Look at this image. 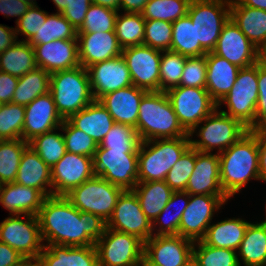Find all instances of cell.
Listing matches in <instances>:
<instances>
[{"instance_id": "obj_1", "label": "cell", "mask_w": 266, "mask_h": 266, "mask_svg": "<svg viewBox=\"0 0 266 266\" xmlns=\"http://www.w3.org/2000/svg\"><path fill=\"white\" fill-rule=\"evenodd\" d=\"M37 218L44 245L95 246L106 228L99 216L79 211L65 196L46 197Z\"/></svg>"}, {"instance_id": "obj_2", "label": "cell", "mask_w": 266, "mask_h": 266, "mask_svg": "<svg viewBox=\"0 0 266 266\" xmlns=\"http://www.w3.org/2000/svg\"><path fill=\"white\" fill-rule=\"evenodd\" d=\"M220 182L231 199L251 180H259L257 129L249 130L230 148L219 153Z\"/></svg>"}, {"instance_id": "obj_3", "label": "cell", "mask_w": 266, "mask_h": 266, "mask_svg": "<svg viewBox=\"0 0 266 266\" xmlns=\"http://www.w3.org/2000/svg\"><path fill=\"white\" fill-rule=\"evenodd\" d=\"M136 132L141 142L188 135L180 125L167 93L162 91H149L142 97Z\"/></svg>"}, {"instance_id": "obj_4", "label": "cell", "mask_w": 266, "mask_h": 266, "mask_svg": "<svg viewBox=\"0 0 266 266\" xmlns=\"http://www.w3.org/2000/svg\"><path fill=\"white\" fill-rule=\"evenodd\" d=\"M190 146L189 134L140 142L138 182L164 181L169 170Z\"/></svg>"}, {"instance_id": "obj_5", "label": "cell", "mask_w": 266, "mask_h": 266, "mask_svg": "<svg viewBox=\"0 0 266 266\" xmlns=\"http://www.w3.org/2000/svg\"><path fill=\"white\" fill-rule=\"evenodd\" d=\"M49 92L52 94L57 112L63 120L68 119L95 100L90 87L88 71L81 65L51 73Z\"/></svg>"}, {"instance_id": "obj_6", "label": "cell", "mask_w": 266, "mask_h": 266, "mask_svg": "<svg viewBox=\"0 0 266 266\" xmlns=\"http://www.w3.org/2000/svg\"><path fill=\"white\" fill-rule=\"evenodd\" d=\"M248 131L249 128L241 121L216 108L189 133L190 145L200 152L213 153L215 150L219 154L230 148ZM194 134L199 139H192Z\"/></svg>"}, {"instance_id": "obj_7", "label": "cell", "mask_w": 266, "mask_h": 266, "mask_svg": "<svg viewBox=\"0 0 266 266\" xmlns=\"http://www.w3.org/2000/svg\"><path fill=\"white\" fill-rule=\"evenodd\" d=\"M258 101V62L238 71L236 82L228 94L217 103V108L228 116L241 121L249 130L255 129ZM225 105L227 110H221Z\"/></svg>"}, {"instance_id": "obj_8", "label": "cell", "mask_w": 266, "mask_h": 266, "mask_svg": "<svg viewBox=\"0 0 266 266\" xmlns=\"http://www.w3.org/2000/svg\"><path fill=\"white\" fill-rule=\"evenodd\" d=\"M124 190L102 177L94 176L65 195L79 211L95 214L107 222Z\"/></svg>"}, {"instance_id": "obj_9", "label": "cell", "mask_w": 266, "mask_h": 266, "mask_svg": "<svg viewBox=\"0 0 266 266\" xmlns=\"http://www.w3.org/2000/svg\"><path fill=\"white\" fill-rule=\"evenodd\" d=\"M231 0H191L187 15L196 26V44L212 52L230 19Z\"/></svg>"}, {"instance_id": "obj_10", "label": "cell", "mask_w": 266, "mask_h": 266, "mask_svg": "<svg viewBox=\"0 0 266 266\" xmlns=\"http://www.w3.org/2000/svg\"><path fill=\"white\" fill-rule=\"evenodd\" d=\"M0 242L9 245L32 263L45 247L36 215H10L5 218L0 222Z\"/></svg>"}, {"instance_id": "obj_11", "label": "cell", "mask_w": 266, "mask_h": 266, "mask_svg": "<svg viewBox=\"0 0 266 266\" xmlns=\"http://www.w3.org/2000/svg\"><path fill=\"white\" fill-rule=\"evenodd\" d=\"M94 173L123 190L138 183V151L107 150L98 145L93 157Z\"/></svg>"}, {"instance_id": "obj_12", "label": "cell", "mask_w": 266, "mask_h": 266, "mask_svg": "<svg viewBox=\"0 0 266 266\" xmlns=\"http://www.w3.org/2000/svg\"><path fill=\"white\" fill-rule=\"evenodd\" d=\"M98 266H141L144 242L137 236L105 228L95 243Z\"/></svg>"}, {"instance_id": "obj_13", "label": "cell", "mask_w": 266, "mask_h": 266, "mask_svg": "<svg viewBox=\"0 0 266 266\" xmlns=\"http://www.w3.org/2000/svg\"><path fill=\"white\" fill-rule=\"evenodd\" d=\"M166 93L180 125L188 134L217 108L204 88L177 86Z\"/></svg>"}, {"instance_id": "obj_14", "label": "cell", "mask_w": 266, "mask_h": 266, "mask_svg": "<svg viewBox=\"0 0 266 266\" xmlns=\"http://www.w3.org/2000/svg\"><path fill=\"white\" fill-rule=\"evenodd\" d=\"M226 195H190L179 226V235L193 242L201 241L213 217L228 202Z\"/></svg>"}, {"instance_id": "obj_15", "label": "cell", "mask_w": 266, "mask_h": 266, "mask_svg": "<svg viewBox=\"0 0 266 266\" xmlns=\"http://www.w3.org/2000/svg\"><path fill=\"white\" fill-rule=\"evenodd\" d=\"M194 242L180 235L155 236L144 242L141 266H188Z\"/></svg>"}, {"instance_id": "obj_16", "label": "cell", "mask_w": 266, "mask_h": 266, "mask_svg": "<svg viewBox=\"0 0 266 266\" xmlns=\"http://www.w3.org/2000/svg\"><path fill=\"white\" fill-rule=\"evenodd\" d=\"M106 228L137 236L146 242L153 236L152 223L144 214L136 194L124 190L118 197Z\"/></svg>"}, {"instance_id": "obj_17", "label": "cell", "mask_w": 266, "mask_h": 266, "mask_svg": "<svg viewBox=\"0 0 266 266\" xmlns=\"http://www.w3.org/2000/svg\"><path fill=\"white\" fill-rule=\"evenodd\" d=\"M161 55L162 51L144 44L123 48L122 56L134 86L148 92L160 91Z\"/></svg>"}, {"instance_id": "obj_18", "label": "cell", "mask_w": 266, "mask_h": 266, "mask_svg": "<svg viewBox=\"0 0 266 266\" xmlns=\"http://www.w3.org/2000/svg\"><path fill=\"white\" fill-rule=\"evenodd\" d=\"M94 176L93 158L66 152L51 169L53 196H65Z\"/></svg>"}, {"instance_id": "obj_19", "label": "cell", "mask_w": 266, "mask_h": 266, "mask_svg": "<svg viewBox=\"0 0 266 266\" xmlns=\"http://www.w3.org/2000/svg\"><path fill=\"white\" fill-rule=\"evenodd\" d=\"M212 52L239 68L251 66L261 60V51L231 19L224 24L217 45Z\"/></svg>"}, {"instance_id": "obj_20", "label": "cell", "mask_w": 266, "mask_h": 266, "mask_svg": "<svg viewBox=\"0 0 266 266\" xmlns=\"http://www.w3.org/2000/svg\"><path fill=\"white\" fill-rule=\"evenodd\" d=\"M93 98L133 85L126 61L122 55L87 68Z\"/></svg>"}, {"instance_id": "obj_21", "label": "cell", "mask_w": 266, "mask_h": 266, "mask_svg": "<svg viewBox=\"0 0 266 266\" xmlns=\"http://www.w3.org/2000/svg\"><path fill=\"white\" fill-rule=\"evenodd\" d=\"M63 121L57 112L52 94L48 92L38 96L25 106L23 140L29 143L36 136L60 127Z\"/></svg>"}, {"instance_id": "obj_22", "label": "cell", "mask_w": 266, "mask_h": 266, "mask_svg": "<svg viewBox=\"0 0 266 266\" xmlns=\"http://www.w3.org/2000/svg\"><path fill=\"white\" fill-rule=\"evenodd\" d=\"M189 195H226L220 182L219 154L196 150L194 170L186 190Z\"/></svg>"}, {"instance_id": "obj_23", "label": "cell", "mask_w": 266, "mask_h": 266, "mask_svg": "<svg viewBox=\"0 0 266 266\" xmlns=\"http://www.w3.org/2000/svg\"><path fill=\"white\" fill-rule=\"evenodd\" d=\"M79 63L84 68L122 55L115 31L78 33Z\"/></svg>"}, {"instance_id": "obj_24", "label": "cell", "mask_w": 266, "mask_h": 266, "mask_svg": "<svg viewBox=\"0 0 266 266\" xmlns=\"http://www.w3.org/2000/svg\"><path fill=\"white\" fill-rule=\"evenodd\" d=\"M33 48L37 67L50 74L80 66L77 39L53 40Z\"/></svg>"}, {"instance_id": "obj_25", "label": "cell", "mask_w": 266, "mask_h": 266, "mask_svg": "<svg viewBox=\"0 0 266 266\" xmlns=\"http://www.w3.org/2000/svg\"><path fill=\"white\" fill-rule=\"evenodd\" d=\"M147 92L142 88L131 85L109 92L98 101L107 109L115 123L129 125L136 130L139 105L142 97Z\"/></svg>"}, {"instance_id": "obj_26", "label": "cell", "mask_w": 266, "mask_h": 266, "mask_svg": "<svg viewBox=\"0 0 266 266\" xmlns=\"http://www.w3.org/2000/svg\"><path fill=\"white\" fill-rule=\"evenodd\" d=\"M33 266H98L95 246L46 244Z\"/></svg>"}, {"instance_id": "obj_27", "label": "cell", "mask_w": 266, "mask_h": 266, "mask_svg": "<svg viewBox=\"0 0 266 266\" xmlns=\"http://www.w3.org/2000/svg\"><path fill=\"white\" fill-rule=\"evenodd\" d=\"M46 197L36 188L16 182L0 185V204L9 215H38Z\"/></svg>"}, {"instance_id": "obj_28", "label": "cell", "mask_w": 266, "mask_h": 266, "mask_svg": "<svg viewBox=\"0 0 266 266\" xmlns=\"http://www.w3.org/2000/svg\"><path fill=\"white\" fill-rule=\"evenodd\" d=\"M14 182L36 188L45 197L53 196L51 168L30 146L22 154Z\"/></svg>"}, {"instance_id": "obj_29", "label": "cell", "mask_w": 266, "mask_h": 266, "mask_svg": "<svg viewBox=\"0 0 266 266\" xmlns=\"http://www.w3.org/2000/svg\"><path fill=\"white\" fill-rule=\"evenodd\" d=\"M206 62V90L219 103L233 87L240 68L213 52L206 54Z\"/></svg>"}, {"instance_id": "obj_30", "label": "cell", "mask_w": 266, "mask_h": 266, "mask_svg": "<svg viewBox=\"0 0 266 266\" xmlns=\"http://www.w3.org/2000/svg\"><path fill=\"white\" fill-rule=\"evenodd\" d=\"M67 120L75 128L92 137L97 145L102 142L105 135L115 124L110 113L98 100H94L76 114L71 115Z\"/></svg>"}, {"instance_id": "obj_31", "label": "cell", "mask_w": 266, "mask_h": 266, "mask_svg": "<svg viewBox=\"0 0 266 266\" xmlns=\"http://www.w3.org/2000/svg\"><path fill=\"white\" fill-rule=\"evenodd\" d=\"M230 19L260 51L266 46V10L250 8L231 0Z\"/></svg>"}, {"instance_id": "obj_32", "label": "cell", "mask_w": 266, "mask_h": 266, "mask_svg": "<svg viewBox=\"0 0 266 266\" xmlns=\"http://www.w3.org/2000/svg\"><path fill=\"white\" fill-rule=\"evenodd\" d=\"M250 223L243 218H225L210 224L202 241L212 247L237 251Z\"/></svg>"}, {"instance_id": "obj_33", "label": "cell", "mask_w": 266, "mask_h": 266, "mask_svg": "<svg viewBox=\"0 0 266 266\" xmlns=\"http://www.w3.org/2000/svg\"><path fill=\"white\" fill-rule=\"evenodd\" d=\"M132 191L151 223L165 208L174 193L165 181L138 182Z\"/></svg>"}, {"instance_id": "obj_34", "label": "cell", "mask_w": 266, "mask_h": 266, "mask_svg": "<svg viewBox=\"0 0 266 266\" xmlns=\"http://www.w3.org/2000/svg\"><path fill=\"white\" fill-rule=\"evenodd\" d=\"M237 255L240 266H266V226L257 221L250 223Z\"/></svg>"}, {"instance_id": "obj_35", "label": "cell", "mask_w": 266, "mask_h": 266, "mask_svg": "<svg viewBox=\"0 0 266 266\" xmlns=\"http://www.w3.org/2000/svg\"><path fill=\"white\" fill-rule=\"evenodd\" d=\"M189 200L190 195L187 192H174L165 208L152 223L153 235H179L180 220Z\"/></svg>"}, {"instance_id": "obj_36", "label": "cell", "mask_w": 266, "mask_h": 266, "mask_svg": "<svg viewBox=\"0 0 266 266\" xmlns=\"http://www.w3.org/2000/svg\"><path fill=\"white\" fill-rule=\"evenodd\" d=\"M37 68L33 46L26 41H17L5 52L0 53V71L14 77L34 71Z\"/></svg>"}, {"instance_id": "obj_37", "label": "cell", "mask_w": 266, "mask_h": 266, "mask_svg": "<svg viewBox=\"0 0 266 266\" xmlns=\"http://www.w3.org/2000/svg\"><path fill=\"white\" fill-rule=\"evenodd\" d=\"M50 73L36 68L19 77L12 103L26 106L38 96L47 94L50 88Z\"/></svg>"}, {"instance_id": "obj_38", "label": "cell", "mask_w": 266, "mask_h": 266, "mask_svg": "<svg viewBox=\"0 0 266 266\" xmlns=\"http://www.w3.org/2000/svg\"><path fill=\"white\" fill-rule=\"evenodd\" d=\"M172 29L171 51L185 57L202 56L208 53L200 44H196V26L188 15L174 21Z\"/></svg>"}, {"instance_id": "obj_39", "label": "cell", "mask_w": 266, "mask_h": 266, "mask_svg": "<svg viewBox=\"0 0 266 266\" xmlns=\"http://www.w3.org/2000/svg\"><path fill=\"white\" fill-rule=\"evenodd\" d=\"M115 34L122 48L142 45L145 34V19L141 13L118 12Z\"/></svg>"}, {"instance_id": "obj_40", "label": "cell", "mask_w": 266, "mask_h": 266, "mask_svg": "<svg viewBox=\"0 0 266 266\" xmlns=\"http://www.w3.org/2000/svg\"><path fill=\"white\" fill-rule=\"evenodd\" d=\"M77 30L61 13L48 14L39 31L28 41L32 46L53 40L77 39Z\"/></svg>"}, {"instance_id": "obj_41", "label": "cell", "mask_w": 266, "mask_h": 266, "mask_svg": "<svg viewBox=\"0 0 266 266\" xmlns=\"http://www.w3.org/2000/svg\"><path fill=\"white\" fill-rule=\"evenodd\" d=\"M28 146L23 139L0 140V185L15 181L22 154Z\"/></svg>"}, {"instance_id": "obj_42", "label": "cell", "mask_w": 266, "mask_h": 266, "mask_svg": "<svg viewBox=\"0 0 266 266\" xmlns=\"http://www.w3.org/2000/svg\"><path fill=\"white\" fill-rule=\"evenodd\" d=\"M60 131L61 126L36 136L29 142V146L51 169L67 152L64 138Z\"/></svg>"}, {"instance_id": "obj_43", "label": "cell", "mask_w": 266, "mask_h": 266, "mask_svg": "<svg viewBox=\"0 0 266 266\" xmlns=\"http://www.w3.org/2000/svg\"><path fill=\"white\" fill-rule=\"evenodd\" d=\"M197 266H240L237 251L194 242L193 260Z\"/></svg>"}, {"instance_id": "obj_44", "label": "cell", "mask_w": 266, "mask_h": 266, "mask_svg": "<svg viewBox=\"0 0 266 266\" xmlns=\"http://www.w3.org/2000/svg\"><path fill=\"white\" fill-rule=\"evenodd\" d=\"M191 0H149L142 11L145 20L173 23L188 13Z\"/></svg>"}, {"instance_id": "obj_45", "label": "cell", "mask_w": 266, "mask_h": 266, "mask_svg": "<svg viewBox=\"0 0 266 266\" xmlns=\"http://www.w3.org/2000/svg\"><path fill=\"white\" fill-rule=\"evenodd\" d=\"M25 106L6 103L0 109V140L23 139Z\"/></svg>"}, {"instance_id": "obj_46", "label": "cell", "mask_w": 266, "mask_h": 266, "mask_svg": "<svg viewBox=\"0 0 266 266\" xmlns=\"http://www.w3.org/2000/svg\"><path fill=\"white\" fill-rule=\"evenodd\" d=\"M185 56L173 51H162L160 62V91L167 92L169 89L180 85Z\"/></svg>"}, {"instance_id": "obj_47", "label": "cell", "mask_w": 266, "mask_h": 266, "mask_svg": "<svg viewBox=\"0 0 266 266\" xmlns=\"http://www.w3.org/2000/svg\"><path fill=\"white\" fill-rule=\"evenodd\" d=\"M140 142L134 127L115 123L99 145L107 150L139 151Z\"/></svg>"}, {"instance_id": "obj_48", "label": "cell", "mask_w": 266, "mask_h": 266, "mask_svg": "<svg viewBox=\"0 0 266 266\" xmlns=\"http://www.w3.org/2000/svg\"><path fill=\"white\" fill-rule=\"evenodd\" d=\"M117 15L118 11L92 3L77 33L115 31Z\"/></svg>"}, {"instance_id": "obj_49", "label": "cell", "mask_w": 266, "mask_h": 266, "mask_svg": "<svg viewBox=\"0 0 266 266\" xmlns=\"http://www.w3.org/2000/svg\"><path fill=\"white\" fill-rule=\"evenodd\" d=\"M196 162V149L191 146L184 152L166 175L165 183L174 191H185Z\"/></svg>"}, {"instance_id": "obj_50", "label": "cell", "mask_w": 266, "mask_h": 266, "mask_svg": "<svg viewBox=\"0 0 266 266\" xmlns=\"http://www.w3.org/2000/svg\"><path fill=\"white\" fill-rule=\"evenodd\" d=\"M66 151L74 154L94 157L98 145L92 137L75 128L67 119L61 124Z\"/></svg>"}, {"instance_id": "obj_51", "label": "cell", "mask_w": 266, "mask_h": 266, "mask_svg": "<svg viewBox=\"0 0 266 266\" xmlns=\"http://www.w3.org/2000/svg\"><path fill=\"white\" fill-rule=\"evenodd\" d=\"M172 23L162 20H145L144 45L159 51H171Z\"/></svg>"}, {"instance_id": "obj_52", "label": "cell", "mask_w": 266, "mask_h": 266, "mask_svg": "<svg viewBox=\"0 0 266 266\" xmlns=\"http://www.w3.org/2000/svg\"><path fill=\"white\" fill-rule=\"evenodd\" d=\"M207 62L206 55L187 57L179 86L206 89Z\"/></svg>"}, {"instance_id": "obj_53", "label": "cell", "mask_w": 266, "mask_h": 266, "mask_svg": "<svg viewBox=\"0 0 266 266\" xmlns=\"http://www.w3.org/2000/svg\"><path fill=\"white\" fill-rule=\"evenodd\" d=\"M49 12L41 10L38 5L31 6L27 12L17 21L15 31L18 35H23L25 39L19 41L28 42L46 21Z\"/></svg>"}, {"instance_id": "obj_54", "label": "cell", "mask_w": 266, "mask_h": 266, "mask_svg": "<svg viewBox=\"0 0 266 266\" xmlns=\"http://www.w3.org/2000/svg\"><path fill=\"white\" fill-rule=\"evenodd\" d=\"M52 2L57 8V13H61L76 30L82 26L92 4L91 0H52Z\"/></svg>"}, {"instance_id": "obj_55", "label": "cell", "mask_w": 266, "mask_h": 266, "mask_svg": "<svg viewBox=\"0 0 266 266\" xmlns=\"http://www.w3.org/2000/svg\"><path fill=\"white\" fill-rule=\"evenodd\" d=\"M266 128V64L258 62V101L256 104L255 129Z\"/></svg>"}, {"instance_id": "obj_56", "label": "cell", "mask_w": 266, "mask_h": 266, "mask_svg": "<svg viewBox=\"0 0 266 266\" xmlns=\"http://www.w3.org/2000/svg\"><path fill=\"white\" fill-rule=\"evenodd\" d=\"M0 266H33V263L9 245L0 242Z\"/></svg>"}, {"instance_id": "obj_57", "label": "cell", "mask_w": 266, "mask_h": 266, "mask_svg": "<svg viewBox=\"0 0 266 266\" xmlns=\"http://www.w3.org/2000/svg\"><path fill=\"white\" fill-rule=\"evenodd\" d=\"M30 7L29 3L21 0H0V13L6 18L17 17L15 24Z\"/></svg>"}, {"instance_id": "obj_58", "label": "cell", "mask_w": 266, "mask_h": 266, "mask_svg": "<svg viewBox=\"0 0 266 266\" xmlns=\"http://www.w3.org/2000/svg\"><path fill=\"white\" fill-rule=\"evenodd\" d=\"M17 77L0 71V102L11 103L18 82Z\"/></svg>"}, {"instance_id": "obj_59", "label": "cell", "mask_w": 266, "mask_h": 266, "mask_svg": "<svg viewBox=\"0 0 266 266\" xmlns=\"http://www.w3.org/2000/svg\"><path fill=\"white\" fill-rule=\"evenodd\" d=\"M260 181L266 183V128L257 129Z\"/></svg>"}, {"instance_id": "obj_60", "label": "cell", "mask_w": 266, "mask_h": 266, "mask_svg": "<svg viewBox=\"0 0 266 266\" xmlns=\"http://www.w3.org/2000/svg\"><path fill=\"white\" fill-rule=\"evenodd\" d=\"M18 41L15 28L0 24V53Z\"/></svg>"}, {"instance_id": "obj_61", "label": "cell", "mask_w": 266, "mask_h": 266, "mask_svg": "<svg viewBox=\"0 0 266 266\" xmlns=\"http://www.w3.org/2000/svg\"><path fill=\"white\" fill-rule=\"evenodd\" d=\"M149 0H120V11L127 13H142Z\"/></svg>"}, {"instance_id": "obj_62", "label": "cell", "mask_w": 266, "mask_h": 266, "mask_svg": "<svg viewBox=\"0 0 266 266\" xmlns=\"http://www.w3.org/2000/svg\"><path fill=\"white\" fill-rule=\"evenodd\" d=\"M93 4L120 11V0H91Z\"/></svg>"}, {"instance_id": "obj_63", "label": "cell", "mask_w": 266, "mask_h": 266, "mask_svg": "<svg viewBox=\"0 0 266 266\" xmlns=\"http://www.w3.org/2000/svg\"><path fill=\"white\" fill-rule=\"evenodd\" d=\"M241 5L266 10V0H237Z\"/></svg>"}, {"instance_id": "obj_64", "label": "cell", "mask_w": 266, "mask_h": 266, "mask_svg": "<svg viewBox=\"0 0 266 266\" xmlns=\"http://www.w3.org/2000/svg\"><path fill=\"white\" fill-rule=\"evenodd\" d=\"M261 61L266 64V46L261 50Z\"/></svg>"}, {"instance_id": "obj_65", "label": "cell", "mask_w": 266, "mask_h": 266, "mask_svg": "<svg viewBox=\"0 0 266 266\" xmlns=\"http://www.w3.org/2000/svg\"><path fill=\"white\" fill-rule=\"evenodd\" d=\"M21 1H24V2H26V3H29L31 6H33V5H37L36 0H21Z\"/></svg>"}, {"instance_id": "obj_66", "label": "cell", "mask_w": 266, "mask_h": 266, "mask_svg": "<svg viewBox=\"0 0 266 266\" xmlns=\"http://www.w3.org/2000/svg\"><path fill=\"white\" fill-rule=\"evenodd\" d=\"M265 208H266V206H265ZM266 212V211H265ZM265 215H266V213H265ZM261 224H263L264 226H266V217H265V220H263L262 219V221H259Z\"/></svg>"}, {"instance_id": "obj_67", "label": "cell", "mask_w": 266, "mask_h": 266, "mask_svg": "<svg viewBox=\"0 0 266 266\" xmlns=\"http://www.w3.org/2000/svg\"><path fill=\"white\" fill-rule=\"evenodd\" d=\"M188 266H197L193 261Z\"/></svg>"}]
</instances>
